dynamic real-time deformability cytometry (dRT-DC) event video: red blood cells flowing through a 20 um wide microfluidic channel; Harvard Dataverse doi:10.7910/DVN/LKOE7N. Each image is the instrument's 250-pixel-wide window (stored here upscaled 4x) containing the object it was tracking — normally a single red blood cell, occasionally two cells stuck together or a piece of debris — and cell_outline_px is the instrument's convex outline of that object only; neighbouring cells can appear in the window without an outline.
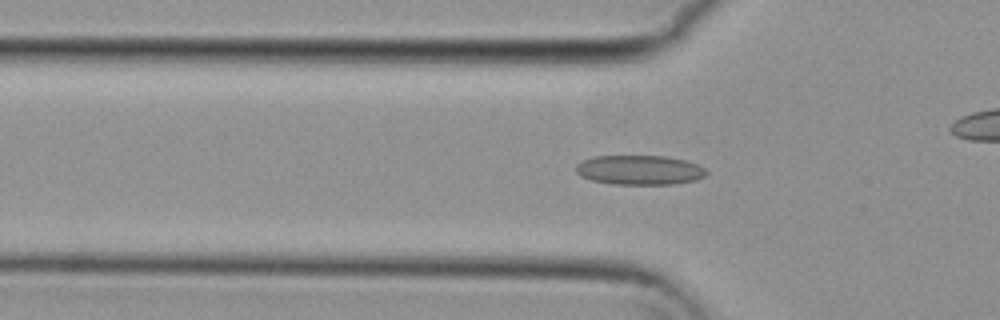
{"species": "common noctule bat (a hibernating species)", "species_latin": "Nyctalus noctula", "temperature_condition": "cold", "stored_images_in_passage": 43, "camera_frame_rate_fps": 3000, "um_per_image_px": 0.085, "animal": {"sex": "female", "body_mass_g": 29.2, "forearm_length_mm": 56.3}, "frame": {"image": 1, "passage_image": 17, "time_ms": 5.333, "image_size_px": [1000, 320], "cell_outline_px": [[708, 172], [704, 176], [696, 180], [672, 184], [612, 184], [592, 180], [580, 176], [576, 172], [576, 164], [584, 160], [596, 156], [664, 156], [684, 160], [696, 164], [704, 168]], "centroid_in_image_um": [54.35, 14.45], "position_along_channel_um": 71.5, "area_um2": 22.31}}
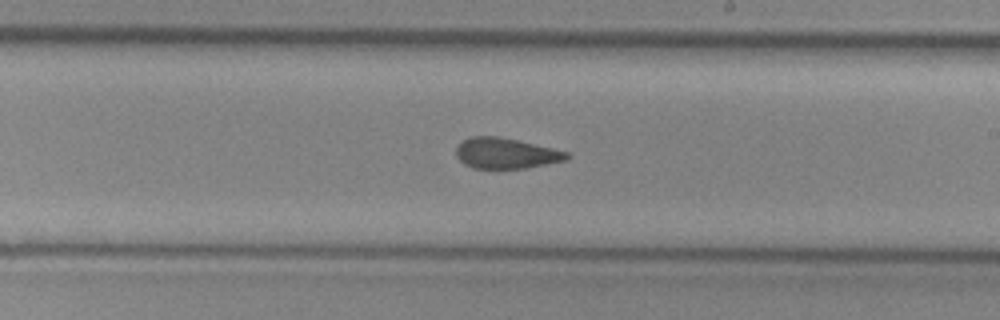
{"frame": {"image": 2, "passage_image": 31, "time_ms": 10.0, "image_size_px": [1000, 320], "cell_outline_px": [[572, 156], [568, 160], [524, 168], [496, 172], [472, 168], [464, 164], [456, 156], [456, 148], [464, 140], [472, 136], [496, 136], [516, 140], [552, 148], [568, 152]], "centroid_in_image_um": [42.99, 13.09], "position_along_channel_um": 246.0, "area_um2": 20.35}}
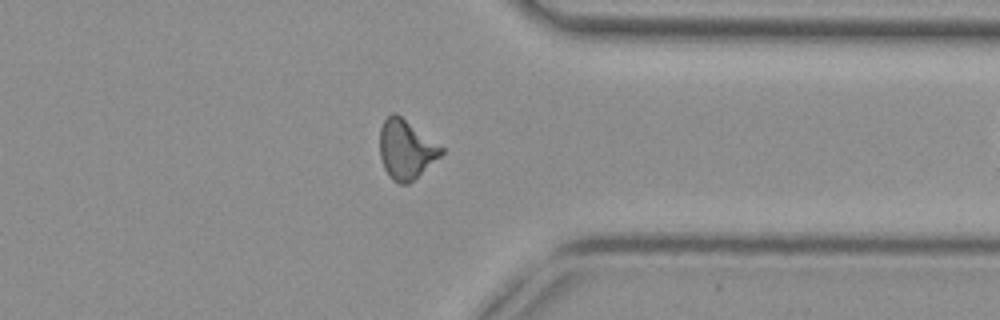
{"frame": {"image": 3, "passage_image": 42, "time_ms": 13.667, "image_size_px": [1000, 320], "cell_outline_px": [[444, 152], [440, 156], [408, 184], [400, 184], [392, 180], [388, 176], [384, 168], [380, 156], [380, 128], [384, 120], [392, 112], [396, 112], [444, 148]], "centroid_in_image_um": [34.49, 12.69], "position_along_channel_um": 376.9, "area_um2": 21.1}}